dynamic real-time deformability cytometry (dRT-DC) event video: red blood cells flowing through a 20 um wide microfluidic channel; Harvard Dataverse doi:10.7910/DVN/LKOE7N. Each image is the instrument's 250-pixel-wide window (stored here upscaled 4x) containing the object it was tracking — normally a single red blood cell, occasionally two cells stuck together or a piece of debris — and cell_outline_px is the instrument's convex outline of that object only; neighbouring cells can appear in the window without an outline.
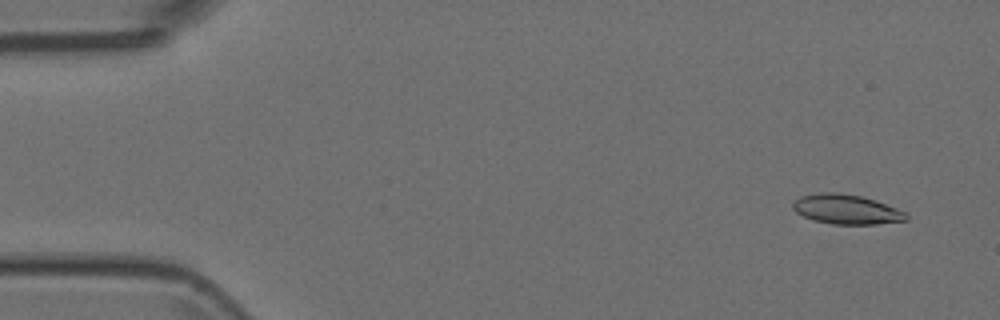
{"species": "Egyptian fruit bat (a non-hibernating species)", "species_latin": "Rousettus aegyptiacus", "temperature_condition": "room temperature", "stored_images_in_passage": 6, "camera_frame_rate_fps": 3000, "um_per_image_px": 0.085, "animal": {"sex": "female"}, "frame": {"image": 1, "passage_image": 1, "time_ms": 0.0, "image_size_px": [1000, 320], "cell_outline_px": [[908, 220], [876, 224], [832, 224], [812, 220], [796, 212], [792, 208], [792, 204], [800, 196], [820, 192], [836, 192], [860, 196], [876, 200], [908, 212]], "centroid_in_image_um": [71.97, 17.79], "position_along_channel_um": 13.0, "area_um2": 19.71}}
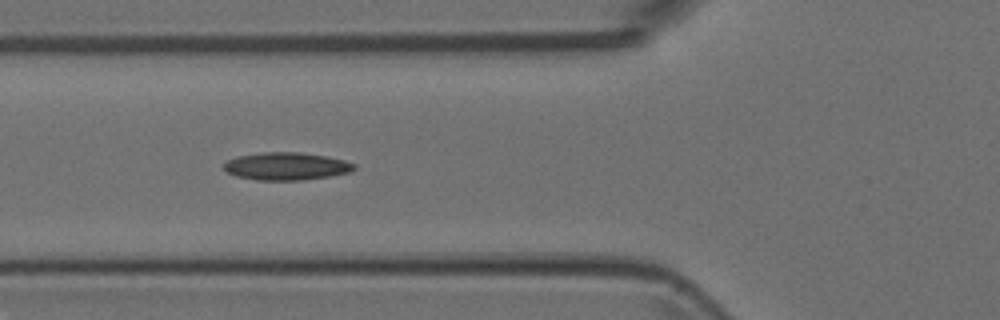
{"frame": {"image": 2, "passage_image": 5, "time_ms": 1.333, "image_size_px": [1000, 320], "cell_outline_px": [[356, 168], [348, 172], [332, 176], [300, 180], [256, 180], [236, 176], [228, 172], [224, 168], [224, 164], [228, 160], [236, 156], [260, 152], [300, 152], [328, 156], [344, 160], [356, 164]], "centroid_in_image_um": [24.35, 14.12], "position_along_channel_um": 101.5, "area_um2": 21.1}}
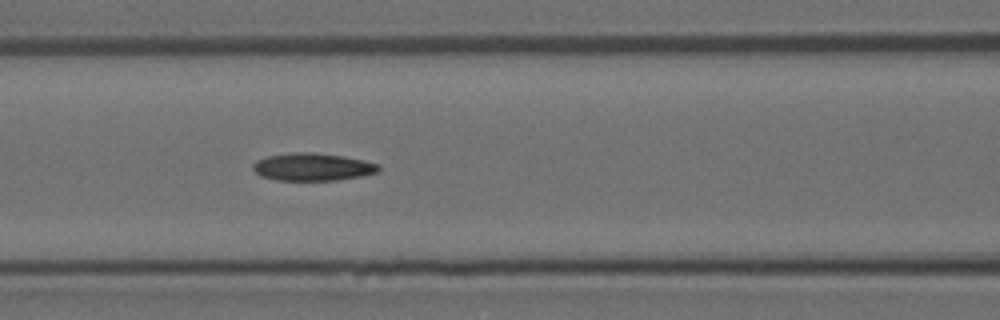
{"frame": {"image": 3, "passage_image": 6, "time_ms": 1.667, "image_size_px": [1000, 320], "cell_outline_px": [[380, 172], [364, 176], [336, 180], [276, 180], [260, 176], [252, 168], [252, 164], [256, 160], [268, 156], [296, 152], [308, 152], [344, 156], [364, 160], [380, 164]], "centroid_in_image_um": [26.61, 14.19], "position_along_channel_um": 140.0, "area_um2": 20.35}}